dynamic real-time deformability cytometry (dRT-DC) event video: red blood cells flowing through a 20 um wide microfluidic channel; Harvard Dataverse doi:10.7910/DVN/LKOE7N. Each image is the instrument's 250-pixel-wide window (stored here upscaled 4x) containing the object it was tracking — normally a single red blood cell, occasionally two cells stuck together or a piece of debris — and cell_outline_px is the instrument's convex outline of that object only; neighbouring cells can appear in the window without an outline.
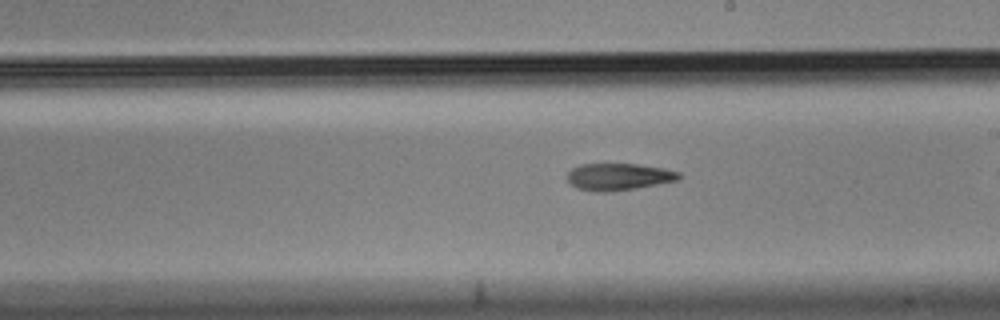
{"species": "Egyptian fruit bat (a non-hibernating species)", "species_latin": "Rousettus aegyptiacus", "temperature_condition": "cold", "stored_images_in_passage": 30, "camera_frame_rate_fps": 3000, "um_per_image_px": 0.085, "animal": {"sex": "male"}, "frame": {"image": 1, "passage_image": 18, "time_ms": 5.667, "image_size_px": [1000, 320], "cell_outline_px": [[680, 180], [636, 188], [612, 192], [596, 192], [576, 188], [568, 180], [568, 172], [572, 168], [580, 164], [636, 164], [664, 168], [680, 172]], "centroid_in_image_um": [52.6, 15.03], "position_along_channel_um": 236.4, "area_um2": 17.63}}
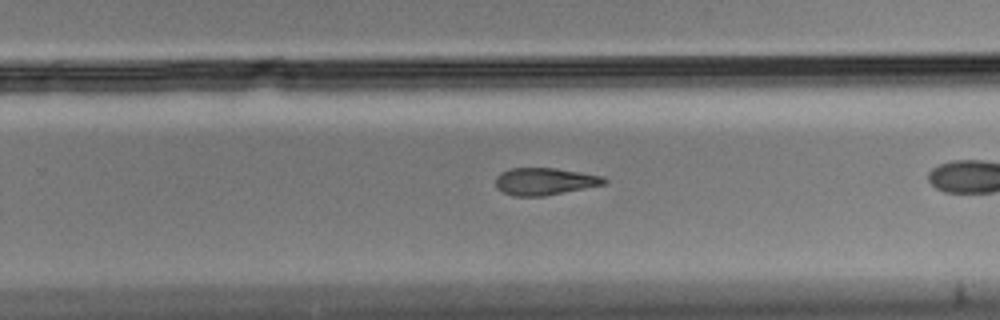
{"frame": {"image": 2, "passage_image": 22, "time_ms": 7.0, "image_size_px": [1000, 320], "cell_outline_px": [[608, 180], [604, 184], [544, 196], [512, 196], [496, 188], [496, 176], [500, 172], [512, 168], [556, 168], [604, 176]], "centroid_in_image_um": [46.28, 15.41], "position_along_channel_um": 283.5, "area_um2": 17.17}}
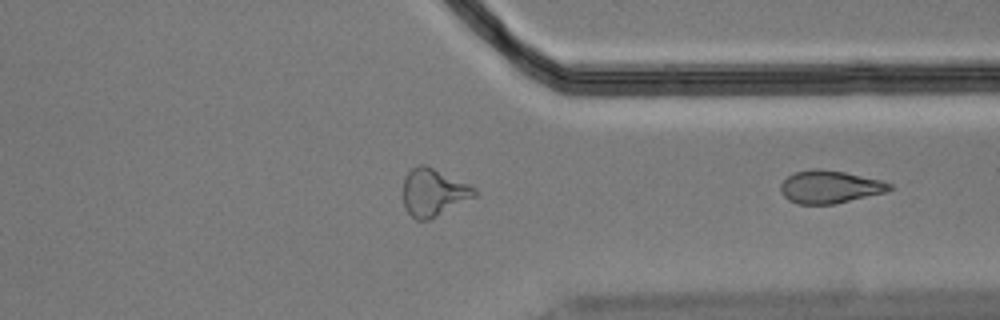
{"frame": {"image": 3, "passage_image": 30, "time_ms": 9.667, "image_size_px": [1000, 320], "cell_outline_px": [[892, 188], [888, 192], [832, 204], [796, 204], [788, 200], [784, 196], [780, 188], [780, 184], [788, 176], [796, 172], [816, 168], [820, 168], [844, 172], [880, 180], [892, 184]], "centroid_in_image_um": [70.53, 15.89], "position_along_channel_um": 340.9, "area_um2": 20.69}}